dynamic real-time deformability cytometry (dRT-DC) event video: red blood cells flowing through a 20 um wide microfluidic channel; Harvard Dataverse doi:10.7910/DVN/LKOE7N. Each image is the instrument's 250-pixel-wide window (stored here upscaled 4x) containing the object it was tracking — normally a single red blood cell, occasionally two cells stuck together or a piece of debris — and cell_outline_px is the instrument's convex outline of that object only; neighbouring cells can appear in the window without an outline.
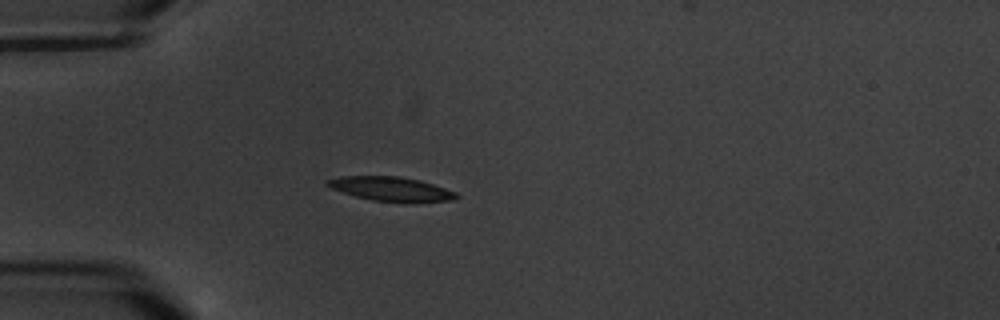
{"species": "common noctule bat (a hibernating species)", "species_latin": "Nyctalus noctula", "temperature_condition": "warm", "stored_images_in_passage": 6, "camera_frame_rate_fps": 3000, "um_per_image_px": 0.085, "animal": {"sex": "male", "body_mass_g": 20.1, "forearm_length_mm": 53.5}, "frame": {"image": 1, "passage_image": 5, "time_ms": 4.667, "image_size_px": [1000, 320], "cell_outline_px": [[460, 196], [456, 200], [416, 204], [404, 204], [372, 200], [356, 196], [332, 188], [324, 184], [324, 180], [340, 176], [400, 176], [420, 180], [456, 192]], "centroid_in_image_um": [33.31, 16.09], "position_along_channel_um": 51.7, "area_um2": 18.84}}